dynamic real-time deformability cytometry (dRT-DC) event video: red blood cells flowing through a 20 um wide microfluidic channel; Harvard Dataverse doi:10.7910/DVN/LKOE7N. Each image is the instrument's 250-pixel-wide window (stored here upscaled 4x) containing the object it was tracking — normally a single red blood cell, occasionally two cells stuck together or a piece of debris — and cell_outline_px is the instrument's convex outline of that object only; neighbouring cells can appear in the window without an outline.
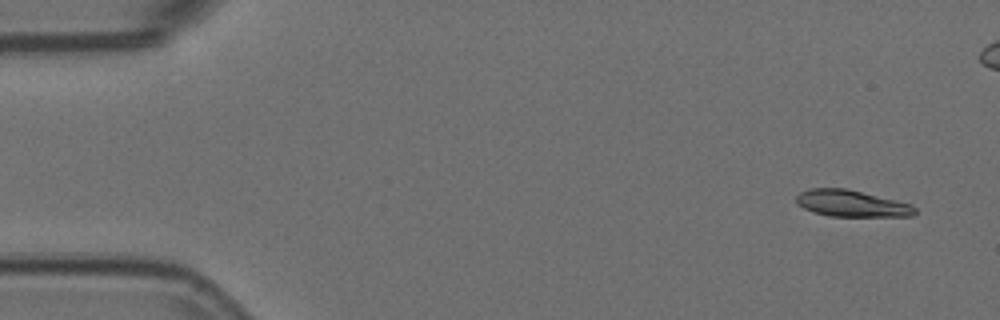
{"species": "Egyptian fruit bat (a non-hibernating species)", "species_latin": "Rousettus aegyptiacus", "temperature_condition": "room temperature", "stored_images_in_passage": 3, "segment_of_instrument_passage": [2, 2], "camera_frame_rate_fps": 3000, "um_per_image_px": 0.085, "animal": {"sex": "female"}, "frame": {"image": 1, "passage_image": 3, "time_ms": 0.667, "image_size_px": [1000, 320], "cell_outline_px": [[916, 212], [912, 216], [828, 216], [812, 212], [796, 204], [796, 196], [800, 192], [808, 188], [848, 188], [912, 204], [916, 208]], "centroid_in_image_um": [72.36, 17.29], "position_along_channel_um": 12.6, "area_um2": 18.55}}